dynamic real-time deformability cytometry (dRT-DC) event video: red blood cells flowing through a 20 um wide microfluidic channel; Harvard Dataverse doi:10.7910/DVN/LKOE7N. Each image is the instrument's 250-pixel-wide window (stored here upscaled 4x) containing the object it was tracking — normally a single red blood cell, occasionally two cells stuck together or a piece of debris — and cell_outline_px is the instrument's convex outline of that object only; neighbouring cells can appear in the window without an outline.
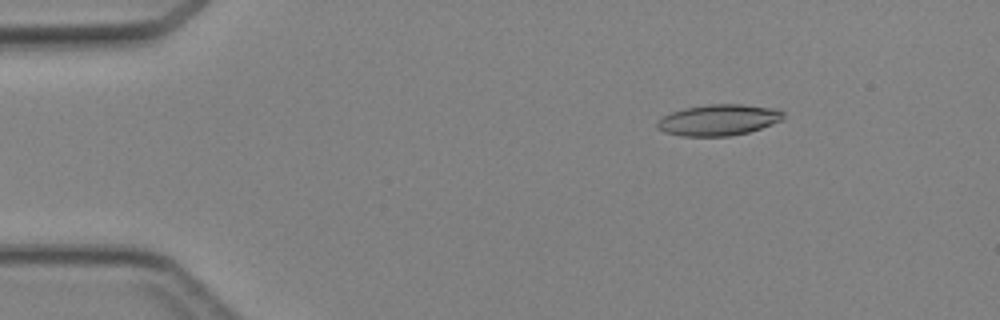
{"species": "Egyptian fruit bat (a non-hibernating species)", "species_latin": "Rousettus aegyptiacus", "temperature_condition": "cold", "stored_images_in_passage": 46, "camera_frame_rate_fps": 3000, "um_per_image_px": 0.085, "animal": {"sex": "female"}, "frame": {"image": 1, "passage_image": 7, "time_ms": 2.0, "image_size_px": [1000, 320], "cell_outline_px": [[784, 120], [748, 132], [732, 136], [680, 136], [664, 132], [656, 128], [656, 124], [664, 116], [672, 112], [684, 108], [708, 104], [744, 104], [780, 108], [784, 112]], "centroid_in_image_um": [61.13, 10.19], "position_along_channel_um": 23.9, "area_um2": 23.12}}
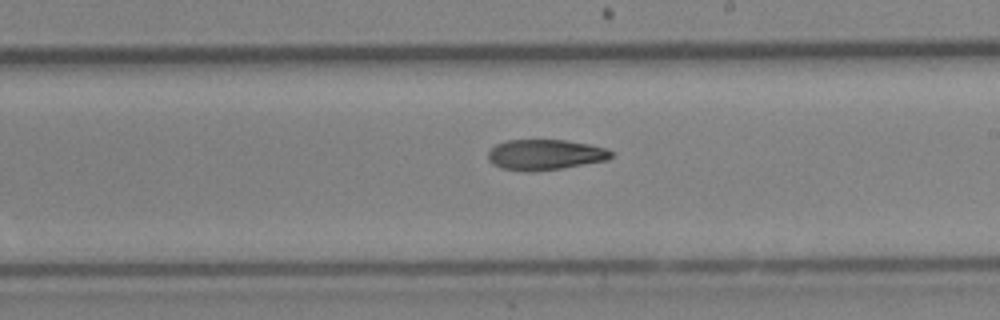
{"frame": {"image": 2, "passage_image": 27, "time_ms": 8.667, "image_size_px": [1000, 320], "cell_outline_px": [[612, 156], [608, 160], [560, 168], [532, 172], [524, 172], [500, 168], [492, 164], [488, 160], [488, 152], [496, 144], [504, 140], [564, 140], [588, 144], [608, 148], [612, 152]], "centroid_in_image_um": [46.3, 13.15], "position_along_channel_um": 242.7, "area_um2": 22.02}}
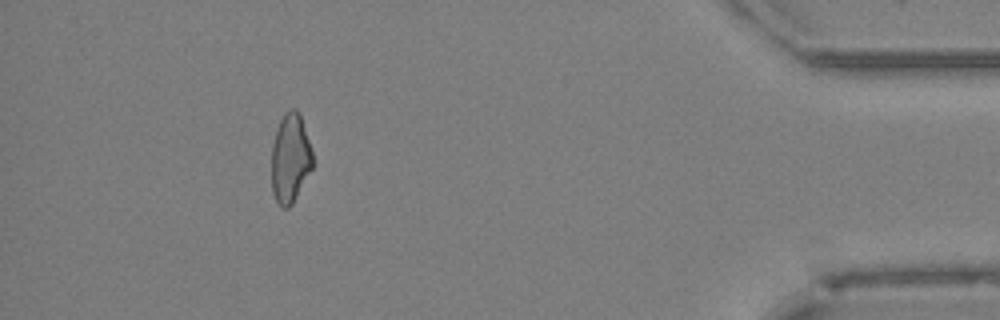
{"frame": {"image": 3, "passage_image": 42, "time_ms": 13.667, "image_size_px": [1000, 320], "cell_outline_px": [[316, 164], [292, 204], [288, 208], [280, 208], [272, 192], [272, 144], [276, 128], [284, 112], [292, 108], [296, 108], [300, 112], [312, 148]], "centroid_in_image_um": [24.71, 13.44], "position_along_channel_um": 410.5, "area_um2": 22.14}}